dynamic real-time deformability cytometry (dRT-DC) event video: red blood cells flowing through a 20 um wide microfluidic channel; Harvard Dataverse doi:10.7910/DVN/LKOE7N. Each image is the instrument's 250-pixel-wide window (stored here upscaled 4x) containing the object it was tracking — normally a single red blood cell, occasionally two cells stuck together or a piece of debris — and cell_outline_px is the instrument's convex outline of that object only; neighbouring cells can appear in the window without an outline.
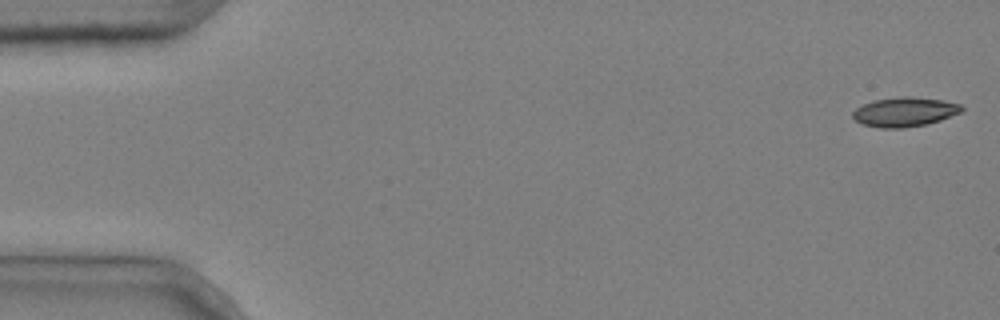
{"species": "common noctule bat (a hibernating species)", "species_latin": "Nyctalus noctula", "temperature_condition": "cold", "stored_images_in_passage": 5, "camera_frame_rate_fps": 3000, "um_per_image_px": 0.085, "animal": {"sex": "male", "body_mass_g": 20.4}, "frame": {"image": 1, "passage_image": 1, "time_ms": 0.0, "image_size_px": [1000, 320], "cell_outline_px": [[964, 108], [960, 112], [940, 120], [924, 124], [904, 128], [880, 128], [860, 124], [852, 116], [852, 112], [856, 108], [872, 100], [900, 96], [912, 96], [940, 100], [960, 104]], "centroid_in_image_um": [76.84, 9.51], "position_along_channel_um": 8.2, "area_um2": 18.61}}
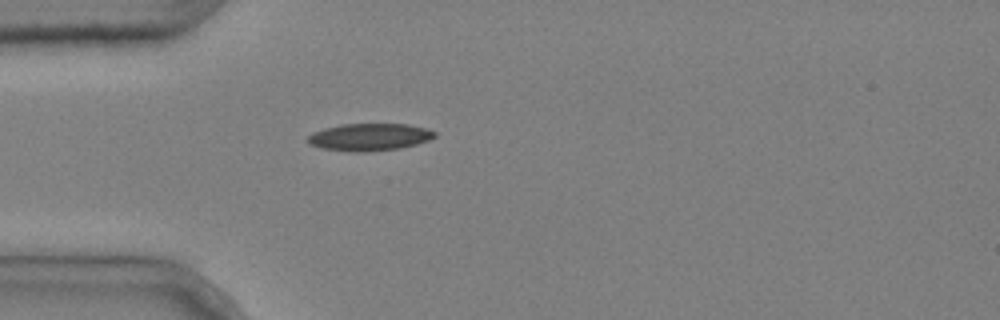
{"frame": {"image": 2, "passage_image": 5, "time_ms": 1.333, "image_size_px": [1000, 320], "cell_outline_px": [[436, 136], [428, 140], [416, 144], [400, 148], [364, 152], [352, 152], [320, 148], [308, 144], [308, 136], [312, 132], [324, 128], [340, 124], [408, 124], [428, 128], [436, 132]], "centroid_in_image_um": [31.39, 11.64], "position_along_channel_um": 53.6, "area_um2": 20.35}}